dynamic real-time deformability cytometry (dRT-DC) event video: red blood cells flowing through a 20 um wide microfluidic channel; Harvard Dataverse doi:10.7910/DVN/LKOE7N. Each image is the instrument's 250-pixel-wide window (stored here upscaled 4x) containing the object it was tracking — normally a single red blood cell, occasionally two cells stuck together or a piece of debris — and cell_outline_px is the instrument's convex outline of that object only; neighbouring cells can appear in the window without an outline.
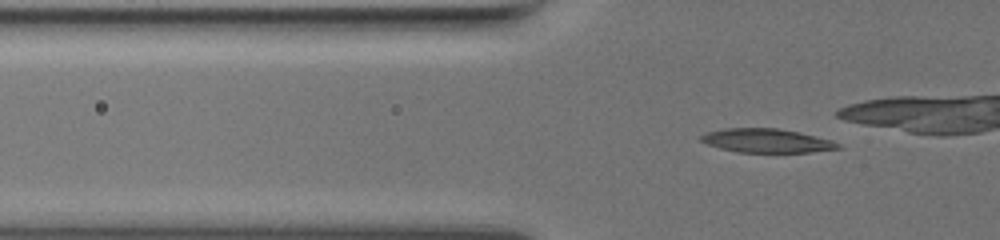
{"species": "common noctule bat (a hibernating species)", "species_latin": "Nyctalus noctula", "temperature_condition": "warm", "stored_images_in_passage": 54, "camera_frame_rate_fps": 3000, "um_per_image_px": 0.085, "animal": {"sex": "female", "body_mass_g": 19.5, "forearm_length_mm": 54.1}, "frame": {"image": 1, "passage_image": 24, "time_ms": 7.667, "image_size_px": [1000, 240], "cell_outline_px": [[840, 148], [808, 152], [736, 152], [720, 148], [708, 144], [700, 140], [700, 136], [708, 132], [724, 128], [776, 128], [796, 132], [832, 140], [840, 144]], "centroid_in_image_um": [65.13, 11.96], "position_along_channel_um": 60.7, "area_um2": 18.73}}
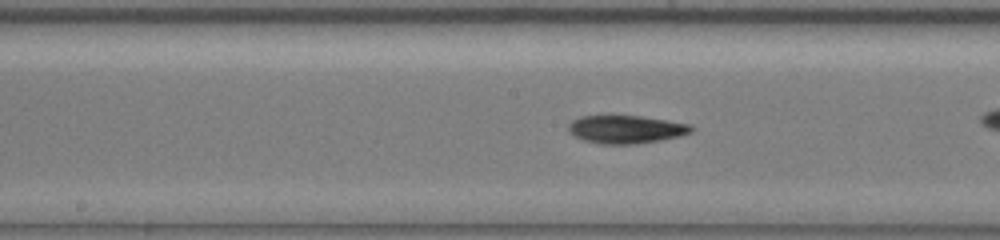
{"frame": {"image": 2, "passage_image": 37, "time_ms": 12.0, "image_size_px": [1000, 240], "cell_outline_px": [[692, 132], [680, 136], [660, 140], [636, 144], [600, 144], [584, 140], [568, 132], [568, 124], [572, 120], [584, 116], [640, 116], [688, 124], [692, 128]], "centroid_in_image_um": [53.18, 11.0], "position_along_channel_um": 195.0, "area_um2": 19.83}}
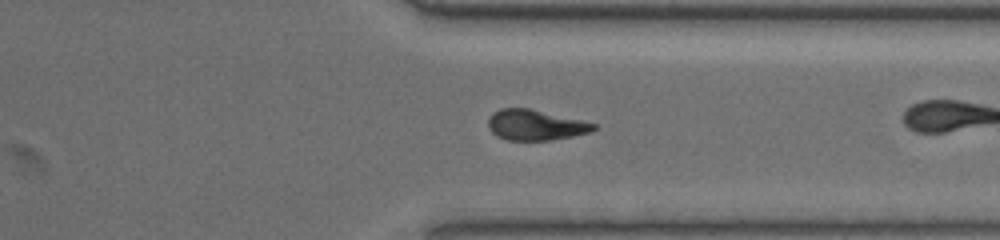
{"frame": {"image": 3, "passage_image": 52, "time_ms": 17.0, "image_size_px": [1000, 240], "cell_outline_px": [[596, 128], [588, 132], [572, 136], [552, 140], [508, 140], [496, 136], [488, 128], [488, 120], [492, 112], [500, 108], [528, 108], [580, 120], [596, 124]], "centroid_in_image_um": [45.45, 10.62], "position_along_channel_um": 366.0, "area_um2": 18.55}}